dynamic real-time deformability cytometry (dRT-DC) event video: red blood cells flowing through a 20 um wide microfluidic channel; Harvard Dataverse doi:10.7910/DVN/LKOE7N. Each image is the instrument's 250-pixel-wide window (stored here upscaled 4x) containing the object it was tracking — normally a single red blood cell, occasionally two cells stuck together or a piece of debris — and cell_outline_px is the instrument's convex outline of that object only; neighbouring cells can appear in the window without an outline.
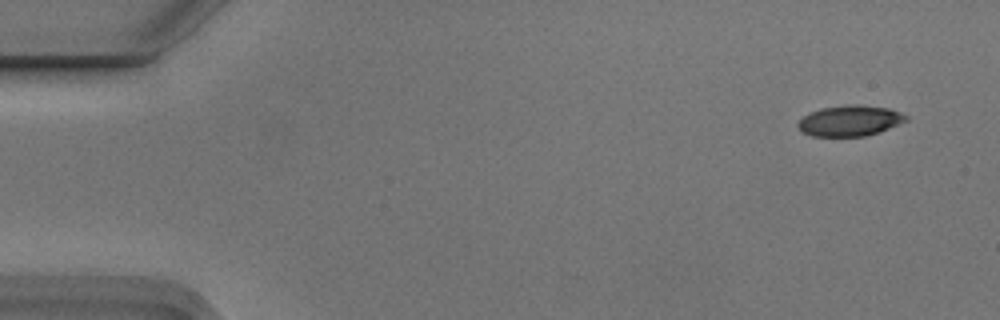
{"species": "Egyptian fruit bat (a non-hibernating species)", "species_latin": "Rousettus aegyptiacus", "temperature_condition": "cold", "stored_images_in_passage": 6, "camera_frame_rate_fps": 3000, "um_per_image_px": 0.085, "animal": {"sex": "male"}, "frame": {"image": 1, "passage_image": 1, "time_ms": 0.0, "image_size_px": [1000, 320], "cell_outline_px": [[908, 120], [880, 132], [864, 136], [812, 136], [800, 132], [796, 124], [808, 112], [820, 108], [848, 104], [856, 104], [888, 108], [900, 112], [908, 116]], "centroid_in_image_um": [72.21, 10.26], "position_along_channel_um": 12.8, "area_um2": 19.54}}
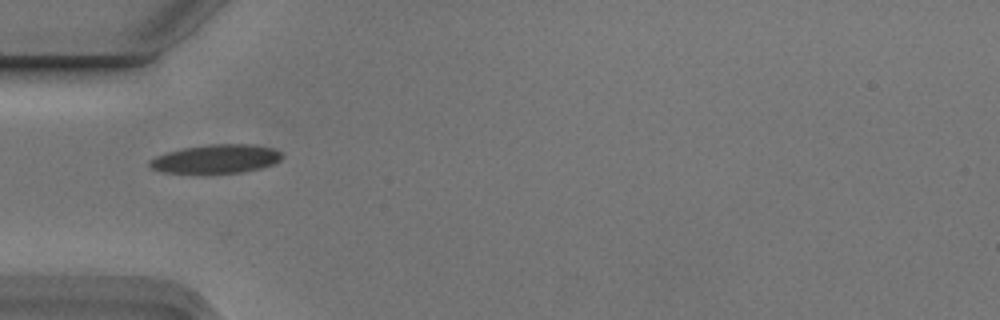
{"frame": {"image": 2, "passage_image": 5, "time_ms": 1.333, "image_size_px": [1000, 320], "cell_outline_px": [[284, 156], [280, 160], [272, 164], [260, 168], [240, 172], [160, 172], [152, 168], [148, 164], [148, 160], [156, 156], [168, 152], [184, 148], [208, 144], [252, 144], [272, 148], [280, 152]], "centroid_in_image_um": [18.37, 13.49], "position_along_channel_um": 66.6, "area_um2": 21.79}}
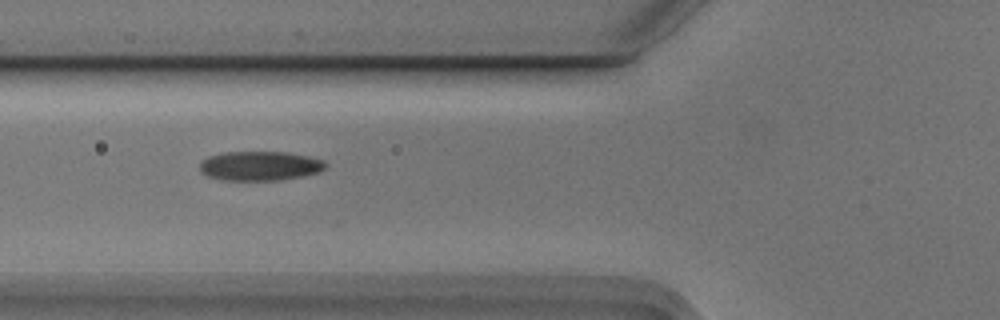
{"frame": {"image": 3, "passage_image": 6, "time_ms": 1.667, "image_size_px": [1000, 320], "cell_outline_px": [[328, 164], [320, 172], [300, 176], [276, 180], [224, 180], [208, 176], [200, 172], [200, 160], [208, 156], [224, 152], [288, 152], [308, 156], [324, 160]], "centroid_in_image_um": [22.08, 14.09], "position_along_channel_um": 103.7, "area_um2": 21.56}}